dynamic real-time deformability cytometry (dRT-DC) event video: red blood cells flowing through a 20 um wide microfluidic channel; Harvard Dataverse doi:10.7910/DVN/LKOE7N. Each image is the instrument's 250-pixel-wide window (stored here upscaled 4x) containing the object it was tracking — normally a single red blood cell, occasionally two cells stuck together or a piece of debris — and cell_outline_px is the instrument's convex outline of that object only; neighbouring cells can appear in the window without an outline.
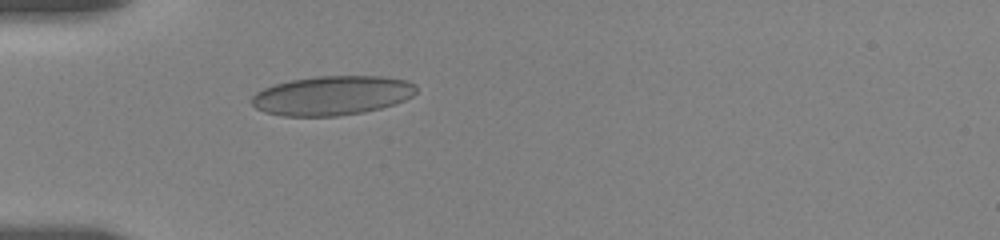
{"species": "human", "species_latin": "Homo sapiens", "temperature_condition": "room temperature", "stored_images_in_passage": 10, "camera_frame_rate_fps": 3000, "um_per_image_px": 0.085, "donor": {"sex": "female"}, "frame": {"image": 1, "passage_image": 1, "time_ms": 0.0, "image_size_px": [1000, 240], "cell_outline_px": [[416, 92], [412, 96], [404, 100], [380, 108], [364, 112], [336, 116], [284, 116], [264, 112], [256, 108], [252, 104], [252, 96], [256, 92], [264, 88], [276, 84], [292, 80], [316, 76], [380, 76], [408, 80], [416, 84]], "centroid_in_image_um": [28.24, 8.12], "position_along_channel_um": 56.8, "area_um2": 37.63}}
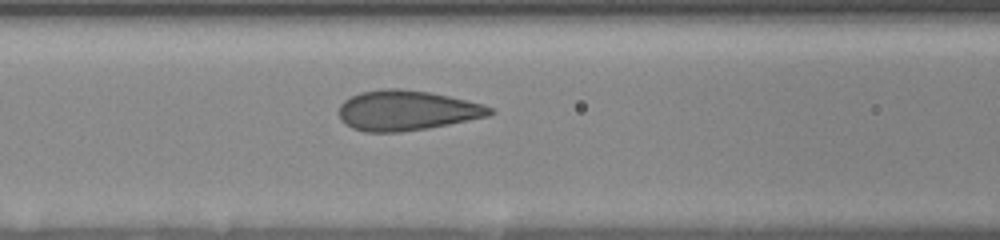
{"frame": {"image": 2, "passage_image": 7, "time_ms": 2.333, "image_size_px": [1000, 240], "cell_outline_px": [[496, 112], [488, 116], [428, 128], [400, 132], [364, 132], [352, 128], [344, 124], [340, 120], [340, 104], [344, 100], [360, 92], [384, 88], [400, 88], [428, 92], [448, 96], [480, 104], [492, 108]], "centroid_in_image_um": [34.52, 9.39], "position_along_channel_um": 132.1, "area_um2": 35.08}}
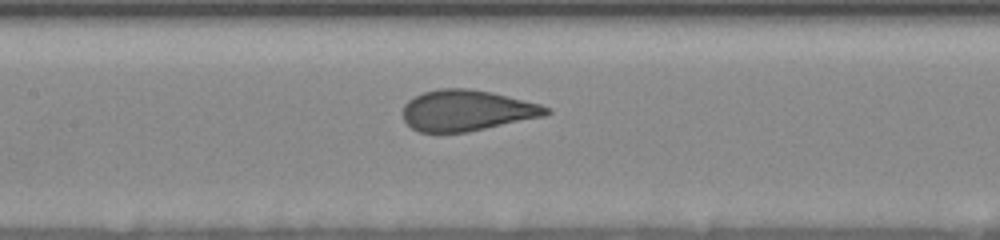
{"frame": {"image": 3, "passage_image": 9, "time_ms": 3.333, "image_size_px": [1000, 240], "cell_outline_px": [[552, 112], [544, 116], [468, 132], [420, 132], [412, 128], [404, 120], [404, 104], [408, 100], [424, 92], [440, 88], [468, 88], [492, 92], [540, 104], [548, 108]], "centroid_in_image_um": [39.69, 9.39], "position_along_channel_um": 167.7, "area_um2": 33.99}}